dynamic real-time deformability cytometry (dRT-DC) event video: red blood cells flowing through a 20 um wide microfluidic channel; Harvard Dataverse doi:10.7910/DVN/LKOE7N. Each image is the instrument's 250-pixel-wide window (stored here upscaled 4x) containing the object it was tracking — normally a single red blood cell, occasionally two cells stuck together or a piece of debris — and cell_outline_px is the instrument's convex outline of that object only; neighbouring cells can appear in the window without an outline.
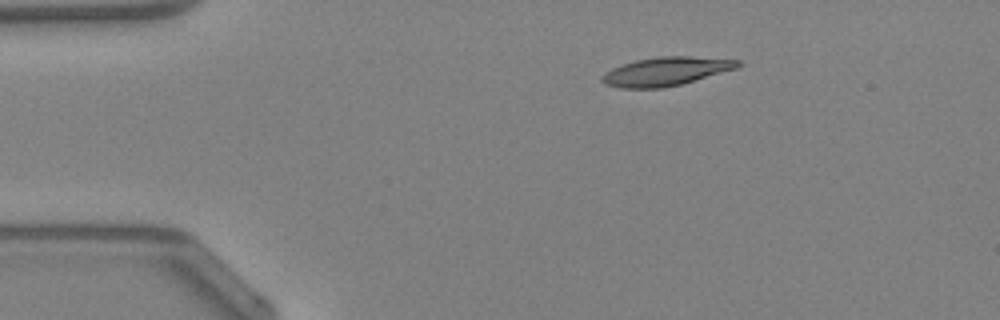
{"species": "Egyptian fruit bat (a non-hibernating species)", "species_latin": "Rousettus aegyptiacus", "temperature_condition": "warm", "stored_images_in_passage": 40, "camera_frame_rate_fps": 3000, "um_per_image_px": 0.085, "animal": {"sex": "female"}, "frame": {"image": 1, "passage_image": 1, "time_ms": 0.0, "image_size_px": [1000, 320], "cell_outline_px": [[740, 64], [736, 68], [680, 84], [660, 88], [620, 88], [604, 84], [600, 80], [612, 68], [636, 60], [660, 56], [688, 56], [740, 60]], "centroid_in_image_um": [56.58, 6.06], "position_along_channel_um": 28.4, "area_um2": 22.14}}
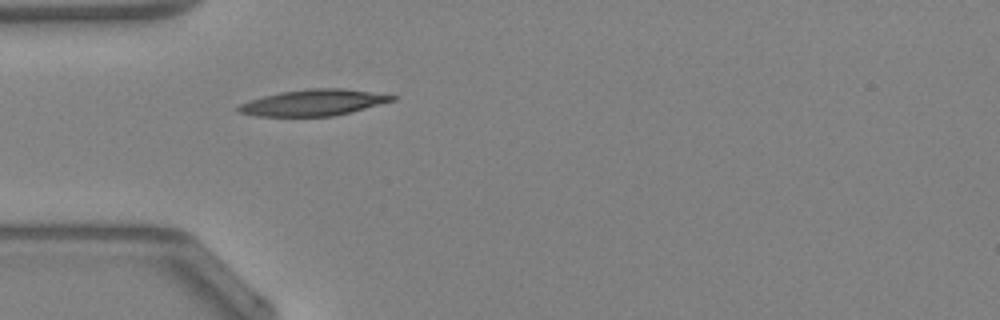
{"frame": {"image": 2, "passage_image": 7, "time_ms": 2.0, "image_size_px": [1000, 320], "cell_outline_px": [[396, 100], [332, 116], [256, 116], [240, 112], [236, 108], [240, 104], [248, 100], [280, 92], [308, 88], [344, 88], [396, 96]], "centroid_in_image_um": [26.6, 8.71], "position_along_channel_um": 58.4, "area_um2": 23.18}}
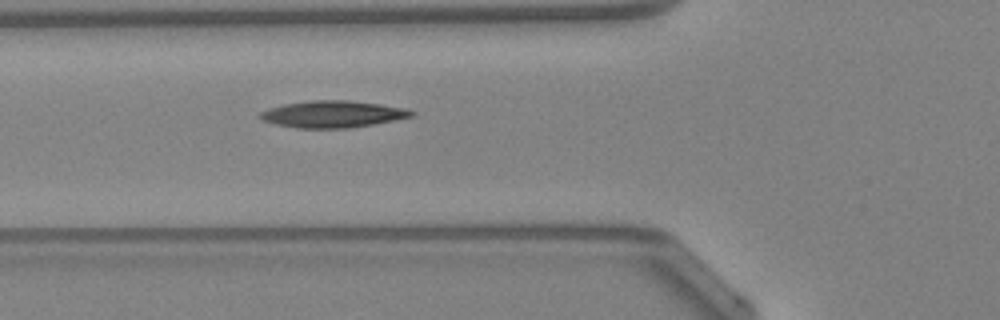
{"frame": {"image": 3, "passage_image": 10, "time_ms": 3.0, "image_size_px": [1000, 320], "cell_outline_px": [[416, 112], [412, 116], [372, 124], [348, 128], [296, 128], [276, 124], [264, 120], [260, 116], [260, 112], [268, 108], [284, 104], [308, 100], [348, 100], [380, 104], [408, 108]], "centroid_in_image_um": [28.28, 9.69], "position_along_channel_um": 97.5, "area_um2": 23.52}, "authors_computed_cell_mechanics": {"area_um2": 22.3397, "velocity_mm_per_s": 4.2934, "shape_relaxation_time_tau1_ms": 8.034, "shape_relaxation_time_tau2_ms": 5.3729, "deformation_change_tau1": 0.23, "deformation_change_tau2": 0.1474}}